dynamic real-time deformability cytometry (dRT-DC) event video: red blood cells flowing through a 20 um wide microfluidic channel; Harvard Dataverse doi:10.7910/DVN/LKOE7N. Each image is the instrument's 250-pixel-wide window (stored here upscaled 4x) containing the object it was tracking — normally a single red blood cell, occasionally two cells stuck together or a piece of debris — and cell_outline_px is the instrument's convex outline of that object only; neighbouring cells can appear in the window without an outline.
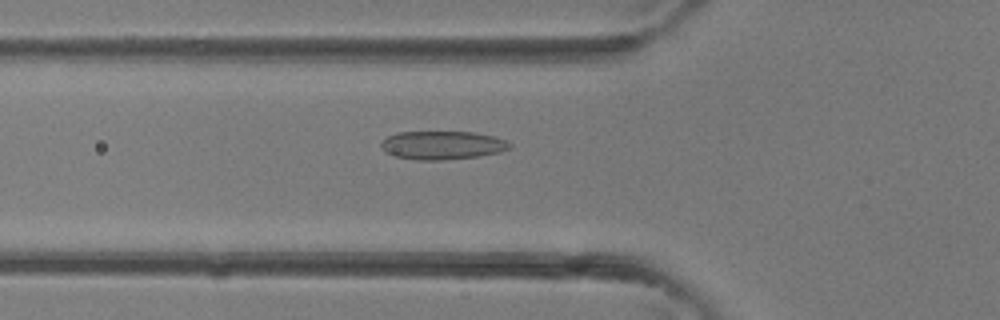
{"species": "common noctule bat (a hibernating species)", "species_latin": "Nyctalus noctula", "temperature_condition": "room temperature", "stored_images_in_passage": 4, "camera_frame_rate_fps": 3000, "um_per_image_px": 0.085, "animal": {"sex": "female"}, "frame": {"image": 1, "passage_image": 4, "time_ms": 1.0, "image_size_px": [1000, 320], "cell_outline_px": [[512, 148], [500, 152], [480, 156], [440, 160], [416, 160], [396, 156], [384, 152], [380, 144], [380, 140], [396, 132], [476, 132], [496, 136], [508, 140], [512, 144]], "centroid_in_image_um": [37.63, 12.33], "position_along_channel_um": 88.2, "area_um2": 21.68}}